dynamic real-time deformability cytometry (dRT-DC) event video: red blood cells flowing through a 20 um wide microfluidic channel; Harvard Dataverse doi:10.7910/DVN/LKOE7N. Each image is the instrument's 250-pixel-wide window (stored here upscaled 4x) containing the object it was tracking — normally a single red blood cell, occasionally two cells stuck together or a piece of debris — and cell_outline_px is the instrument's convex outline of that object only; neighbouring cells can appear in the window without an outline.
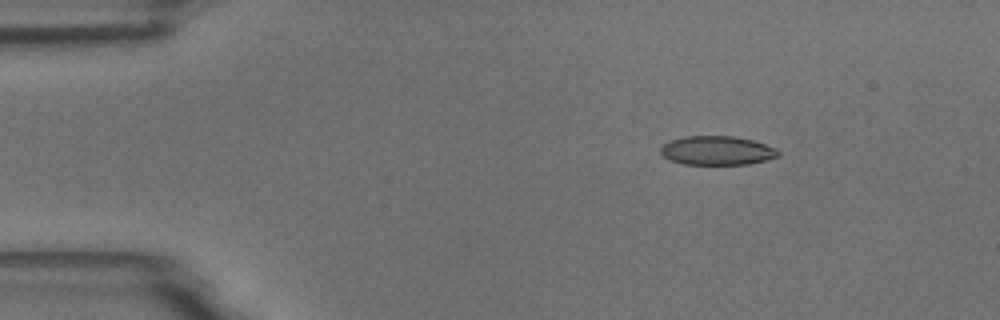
{"species": "common noctule bat (a hibernating species)", "species_latin": "Nyctalus noctula", "temperature_condition": "room temperature", "stored_images_in_passage": 6, "camera_frame_rate_fps": 3000, "um_per_image_px": 0.085, "animal": {"sex": "male", "body_mass_g": 18.8}, "frame": {"image": 1, "passage_image": 3, "time_ms": 2.333, "image_size_px": [1000, 320], "cell_outline_px": [[780, 156], [748, 164], [684, 164], [668, 160], [660, 152], [660, 148], [664, 144], [672, 140], [684, 136], [736, 136], [752, 140], [776, 148], [780, 152]], "centroid_in_image_um": [60.94, 12.79], "position_along_channel_um": 24.1, "area_um2": 19.83}}